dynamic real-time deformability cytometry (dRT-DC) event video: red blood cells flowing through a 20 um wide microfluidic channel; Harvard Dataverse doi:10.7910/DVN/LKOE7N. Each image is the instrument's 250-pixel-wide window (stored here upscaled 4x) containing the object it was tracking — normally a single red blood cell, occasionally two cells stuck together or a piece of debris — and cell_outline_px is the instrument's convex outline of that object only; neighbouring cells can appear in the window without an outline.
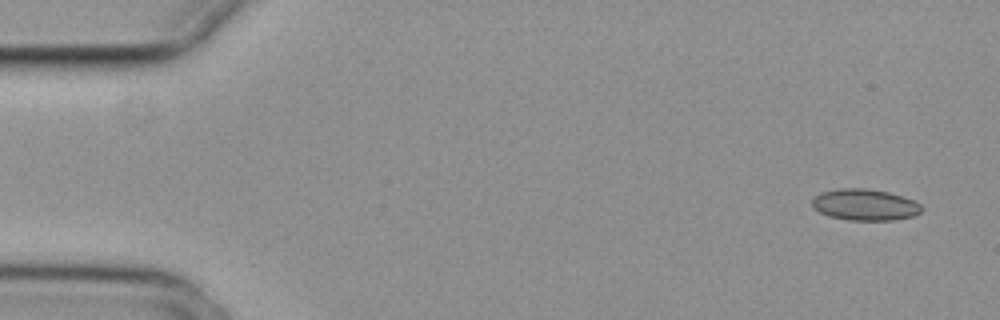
{"species": "common noctule bat (a hibernating species)", "species_latin": "Nyctalus noctula", "temperature_condition": "cold", "stored_images_in_passage": 4, "camera_frame_rate_fps": 3000, "um_per_image_px": 0.085, "animal": {"sex": "female", "body_mass_g": 29.2, "forearm_length_mm": 56.3}, "frame": {"image": 1, "passage_image": 1, "time_ms": 0.0, "image_size_px": [1000, 320], "cell_outline_px": [[924, 208], [920, 212], [912, 216], [892, 220], [848, 220], [828, 216], [812, 208], [812, 200], [820, 192], [840, 188], [864, 188], [888, 192], [912, 200], [920, 204]], "centroid_in_image_um": [73.48, 17.4], "position_along_channel_um": 11.5, "area_um2": 19.94}}
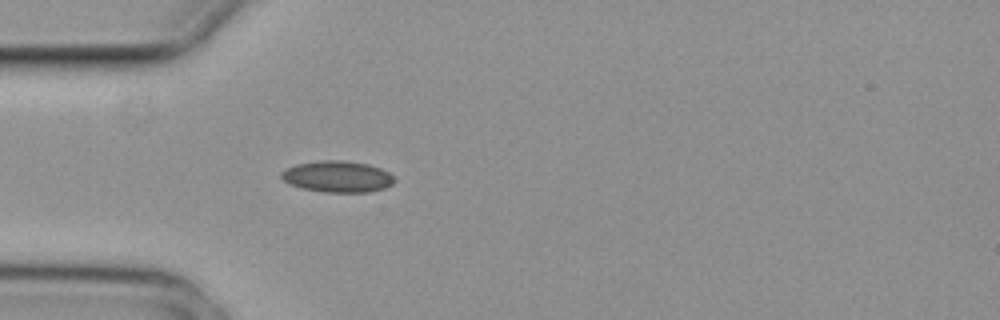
{"frame": {"image": 2, "passage_image": 4, "time_ms": 1.0, "image_size_px": [1000, 320], "cell_outline_px": [[396, 180], [392, 184], [384, 188], [368, 192], [324, 192], [300, 188], [288, 184], [280, 176], [280, 172], [284, 168], [296, 164], [324, 160], [340, 160], [368, 164], [380, 168], [388, 172]], "centroid_in_image_um": [28.64, 15.01], "position_along_channel_um": 56.4, "area_um2": 20.75}}